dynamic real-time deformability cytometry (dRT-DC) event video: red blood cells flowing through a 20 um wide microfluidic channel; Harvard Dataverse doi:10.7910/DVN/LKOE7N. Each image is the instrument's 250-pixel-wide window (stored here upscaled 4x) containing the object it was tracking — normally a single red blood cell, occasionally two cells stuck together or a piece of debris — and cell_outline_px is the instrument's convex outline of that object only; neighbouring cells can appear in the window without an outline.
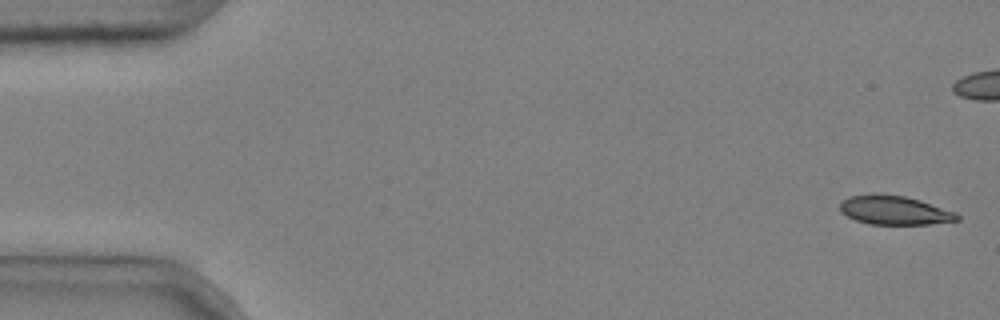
{"species": "common noctule bat (a hibernating species)", "species_latin": "Nyctalus noctula", "temperature_condition": "cold", "stored_images_in_passage": 6, "camera_frame_rate_fps": 3000, "um_per_image_px": 0.085, "animal": {"sex": "male", "body_mass_g": 20.4}, "frame": {"image": 1, "passage_image": 1, "time_ms": 0.0, "image_size_px": [1000, 320], "cell_outline_px": [[960, 220], [928, 224], [868, 224], [856, 220], [840, 212], [840, 204], [848, 196], [904, 196], [920, 200], [956, 212], [960, 216]], "centroid_in_image_um": [76.08, 17.91], "position_along_channel_um": 8.9, "area_um2": 19.13}}